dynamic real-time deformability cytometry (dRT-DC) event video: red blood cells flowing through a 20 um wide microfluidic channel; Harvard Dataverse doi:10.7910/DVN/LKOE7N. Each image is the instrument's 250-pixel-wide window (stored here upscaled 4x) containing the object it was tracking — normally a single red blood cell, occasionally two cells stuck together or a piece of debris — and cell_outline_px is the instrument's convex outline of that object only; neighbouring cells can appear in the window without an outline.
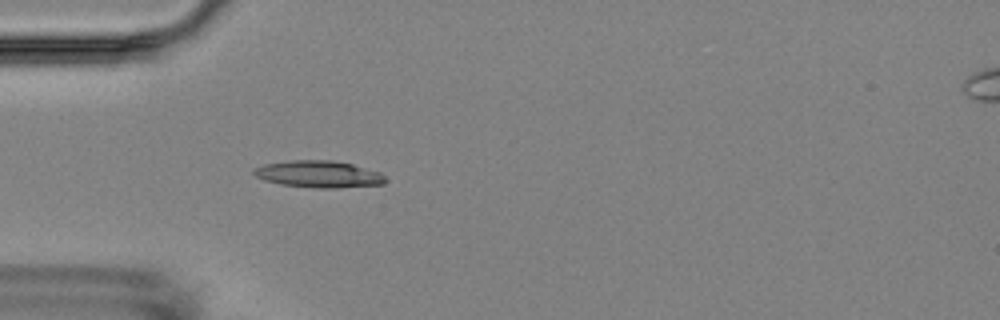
{"species": "Egyptian fruit bat (a non-hibernating species)", "species_latin": "Rousettus aegyptiacus", "temperature_condition": "room temperature", "stored_images_in_passage": 4, "camera_frame_rate_fps": 3000, "um_per_image_px": 0.085, "animal": {"sex": "female"}, "frame": {"image": 1, "passage_image": 4, "time_ms": 4.0, "image_size_px": [1000, 320], "cell_outline_px": [[388, 180], [384, 184], [336, 188], [316, 188], [280, 184], [264, 180], [256, 176], [252, 172], [252, 168], [264, 164], [292, 160], [332, 160], [352, 164], [380, 172]], "centroid_in_image_um": [27.08, 14.8], "position_along_channel_um": 57.9, "area_um2": 20.69}}